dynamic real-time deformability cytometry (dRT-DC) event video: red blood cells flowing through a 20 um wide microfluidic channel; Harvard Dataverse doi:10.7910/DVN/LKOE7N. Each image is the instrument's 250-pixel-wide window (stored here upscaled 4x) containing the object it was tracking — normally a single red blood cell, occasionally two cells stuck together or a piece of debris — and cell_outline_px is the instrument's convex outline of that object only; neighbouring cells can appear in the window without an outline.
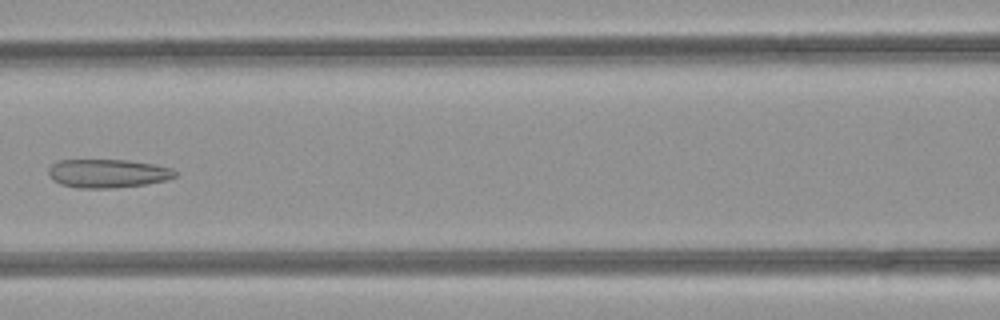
{"species": "common noctule bat (a hibernating species)", "species_latin": "Nyctalus noctula", "temperature_condition": "room temperature", "stored_images_in_passage": 7, "camera_frame_rate_fps": 3000, "um_per_image_px": 0.085, "animal": {"sex": "female", "body_mass_g": 21.9}, "frame": {"image": 1, "passage_image": 6, "time_ms": 1.667, "image_size_px": [1000, 320], "cell_outline_px": [[176, 176], [168, 180], [148, 184], [112, 188], [76, 188], [60, 184], [52, 180], [48, 176], [48, 168], [52, 164], [60, 160], [128, 160], [156, 164], [172, 168], [176, 172]], "centroid_in_image_um": [9.16, 14.74], "position_along_channel_um": 157.4, "area_um2": 21.39}}
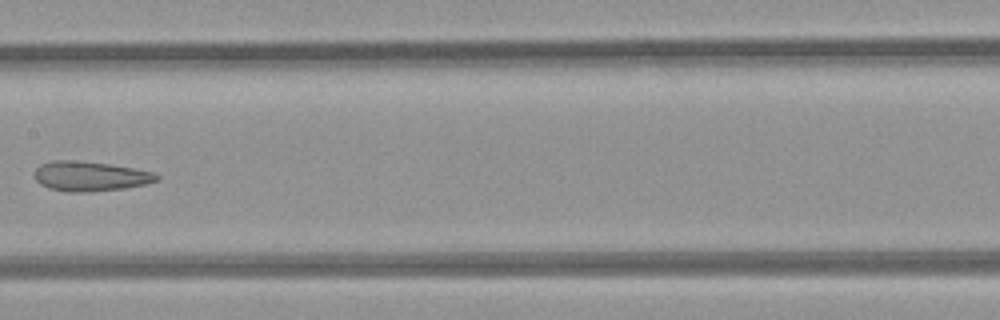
{"frame": {"image": 2, "passage_image": 7, "time_ms": 2.0, "image_size_px": [1000, 320], "cell_outline_px": [[160, 180], [144, 184], [124, 188], [88, 192], [68, 192], [48, 188], [40, 184], [36, 180], [36, 168], [40, 164], [52, 160], [80, 160], [108, 164], [156, 172], [160, 176]], "centroid_in_image_um": [7.67, 14.97], "position_along_channel_um": 199.7, "area_um2": 21.27}}